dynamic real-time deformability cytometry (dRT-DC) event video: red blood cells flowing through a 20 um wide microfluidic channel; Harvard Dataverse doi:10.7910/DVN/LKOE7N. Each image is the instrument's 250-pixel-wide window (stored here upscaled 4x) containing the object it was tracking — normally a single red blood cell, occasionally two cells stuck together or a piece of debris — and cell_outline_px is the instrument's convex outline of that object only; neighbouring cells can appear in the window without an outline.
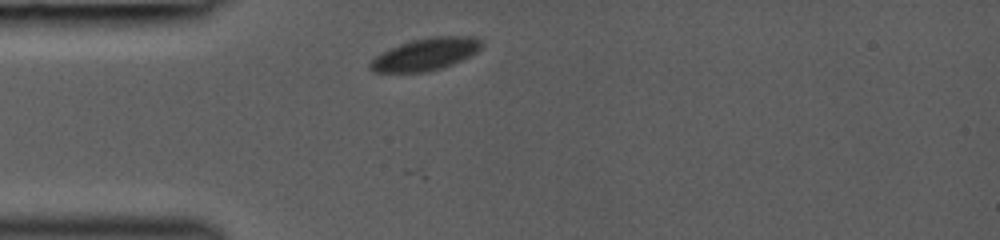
{"species": "common noctule bat (a hibernating species)", "species_latin": "Nyctalus noctula", "temperature_condition": "room temperature", "stored_images_in_passage": 2, "camera_frame_rate_fps": 3000, "um_per_image_px": 0.085, "animal": {"sex": "female", "body_mass_g": 19.0, "forearm_length_mm": 53.3}, "frame": {"image": 1, "passage_image": 1, "time_ms": 0.0, "image_size_px": [1000, 240], "cell_outline_px": [[484, 44], [476, 52], [452, 64], [440, 68], [424, 72], [372, 72], [368, 68], [368, 64], [376, 56], [400, 44], [412, 40], [432, 36], [476, 36]], "centroid_in_image_um": [36.17, 4.6], "position_along_channel_um": 48.8, "area_um2": 20.69}}